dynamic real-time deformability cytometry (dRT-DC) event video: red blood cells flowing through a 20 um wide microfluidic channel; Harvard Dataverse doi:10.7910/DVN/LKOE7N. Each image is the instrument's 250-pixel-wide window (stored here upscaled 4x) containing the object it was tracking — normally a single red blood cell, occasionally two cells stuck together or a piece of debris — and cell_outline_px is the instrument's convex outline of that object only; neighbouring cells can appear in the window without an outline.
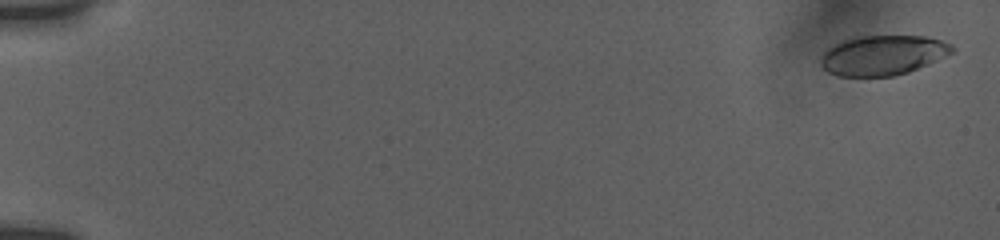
{"species": "human", "species_latin": "Homo sapiens", "temperature_condition": "room temperature", "stored_images_in_passage": 63, "camera_frame_rate_fps": 3000, "um_per_image_px": 0.085, "donor": {"sex": "female"}, "frame": {"image": 1, "passage_image": 1, "time_ms": 0.0, "image_size_px": [1000, 240], "cell_outline_px": [[956, 52], [928, 64], [908, 72], [892, 76], [836, 76], [828, 72], [820, 64], [820, 56], [828, 48], [840, 40], [852, 36], [924, 36], [940, 40], [952, 44], [956, 48]], "centroid_in_image_um": [75.04, 4.68], "position_along_channel_um": 10.0, "area_um2": 30.87}}
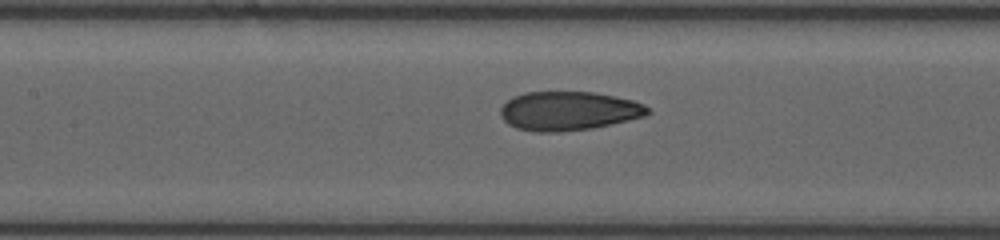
{"frame": {"image": 2, "passage_image": 28, "time_ms": 8.667, "image_size_px": [1000, 240], "cell_outline_px": [[652, 112], [644, 116], [628, 120], [592, 128], [560, 132], [536, 132], [516, 128], [508, 124], [500, 116], [500, 108], [512, 96], [524, 92], [592, 92], [632, 100], [644, 104]], "centroid_in_image_um": [48.29, 9.43], "position_along_channel_um": 159.1, "area_um2": 33.41}}
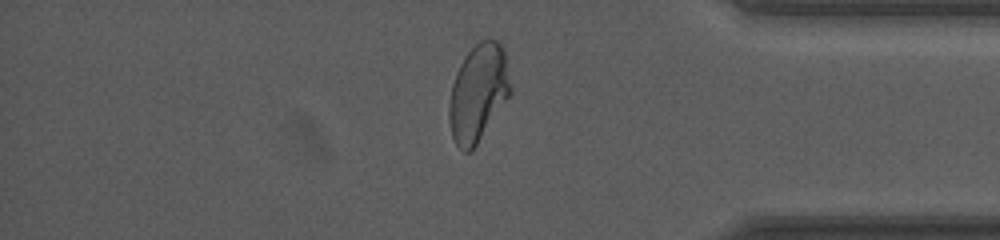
{"frame": {"image": 3, "passage_image": 55, "time_ms": 15.333, "image_size_px": [1000, 240], "cell_outline_px": [[512, 92], [472, 152], [464, 152], [456, 144], [452, 136], [448, 120], [448, 108], [452, 84], [456, 72], [464, 56], [480, 40], [500, 40], [504, 48], [512, 88]], "centroid_in_image_um": [40.65, 7.9], "position_along_channel_um": 394.5, "area_um2": 35.08}, "authors_computed_cell_mechanics": {"area_um2": 33.6974, "velocity_mm_per_s": 3.7749, "shape_relaxation_time_tau1_ms": 9.9061, "shape_relaxation_time_tau2_ms": 0.88, "deformation_change_tau1": 0.256, "deformation_change_tau2": 0.0638}}